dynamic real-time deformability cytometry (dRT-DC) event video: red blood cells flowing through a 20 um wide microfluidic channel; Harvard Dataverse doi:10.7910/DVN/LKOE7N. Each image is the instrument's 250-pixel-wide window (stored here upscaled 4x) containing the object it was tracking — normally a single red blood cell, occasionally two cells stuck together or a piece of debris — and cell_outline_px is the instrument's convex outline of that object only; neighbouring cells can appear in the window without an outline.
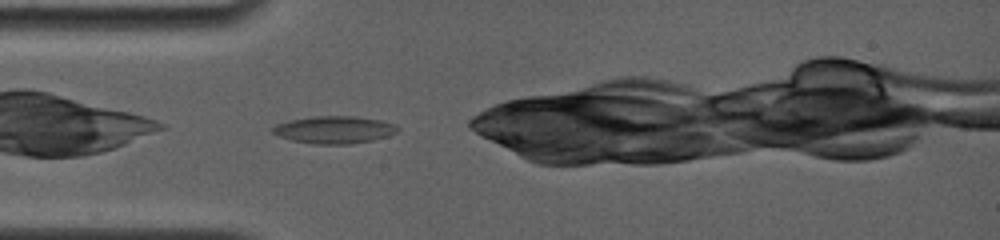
{"species": "common noctule bat (a hibernating species)", "species_latin": "Nyctalus noctula", "temperature_condition": "room temperature", "stored_images_in_passage": 10, "camera_frame_rate_fps": 4000, "um_per_image_px": 0.085, "animal": {"sex": "female", "body_mass_g": 19.0, "forearm_length_mm": 56.7}, "frame": {"image": 1, "passage_image": 2, "time_ms": 0.25, "image_size_px": [1000, 240], "cell_outline_px": [[400, 128], [396, 132], [388, 136], [372, 140], [348, 144], [312, 144], [292, 140], [280, 136], [272, 132], [272, 128], [276, 124], [288, 120], [312, 116], [356, 116], [380, 120], [396, 124]], "centroid_in_image_um": [28.42, 11.02], "position_along_channel_um": 56.6, "area_um2": 20.0}}
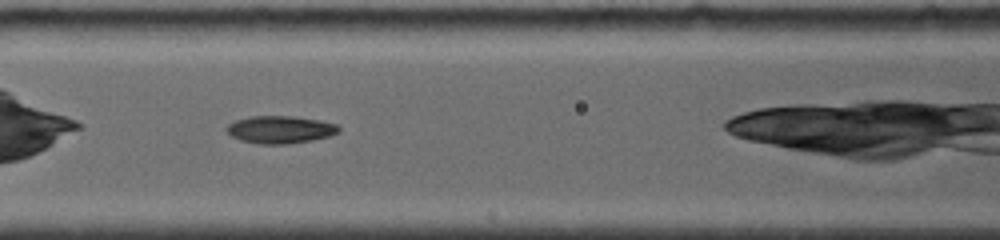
{"frame": {"image": 2, "passage_image": 8, "time_ms": 1.75, "image_size_px": [1000, 240], "cell_outline_px": [[340, 132], [328, 136], [312, 140], [288, 144], [256, 144], [240, 140], [232, 136], [224, 128], [228, 124], [236, 120], [252, 116], [292, 116], [320, 120], [336, 124], [340, 128]], "centroid_in_image_um": [23.81, 11.02], "position_along_channel_um": 142.8, "area_um2": 18.03}}